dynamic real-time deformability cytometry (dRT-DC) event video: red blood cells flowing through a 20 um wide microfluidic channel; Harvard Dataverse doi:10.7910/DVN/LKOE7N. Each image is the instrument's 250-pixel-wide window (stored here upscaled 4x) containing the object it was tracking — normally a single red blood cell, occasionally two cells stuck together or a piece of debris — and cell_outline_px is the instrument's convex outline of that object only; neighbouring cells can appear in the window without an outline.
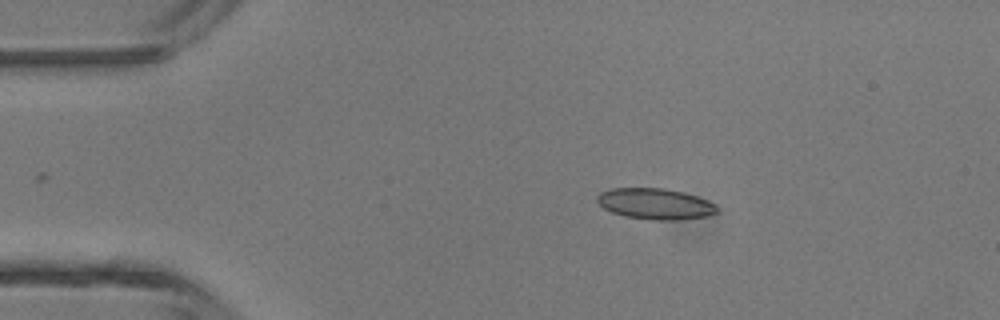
{"species": "common noctule bat (a hibernating species)", "species_latin": "Nyctalus noctula", "temperature_condition": "room temperature", "stored_images_in_passage": 3, "camera_frame_rate_fps": 3000, "um_per_image_px": 0.085, "animal": {"sex": "male", "body_mass_g": 13.3}, "frame": {"image": 1, "passage_image": 2, "time_ms": 1.333, "image_size_px": [1000, 320], "cell_outline_px": [[720, 208], [716, 212], [708, 216], [676, 220], [656, 220], [624, 216], [612, 212], [604, 208], [596, 200], [596, 196], [600, 192], [608, 188], [664, 188], [684, 192], [708, 200], [716, 204]], "centroid_in_image_um": [55.7, 17.32], "position_along_channel_um": 29.3, "area_um2": 21.79}}